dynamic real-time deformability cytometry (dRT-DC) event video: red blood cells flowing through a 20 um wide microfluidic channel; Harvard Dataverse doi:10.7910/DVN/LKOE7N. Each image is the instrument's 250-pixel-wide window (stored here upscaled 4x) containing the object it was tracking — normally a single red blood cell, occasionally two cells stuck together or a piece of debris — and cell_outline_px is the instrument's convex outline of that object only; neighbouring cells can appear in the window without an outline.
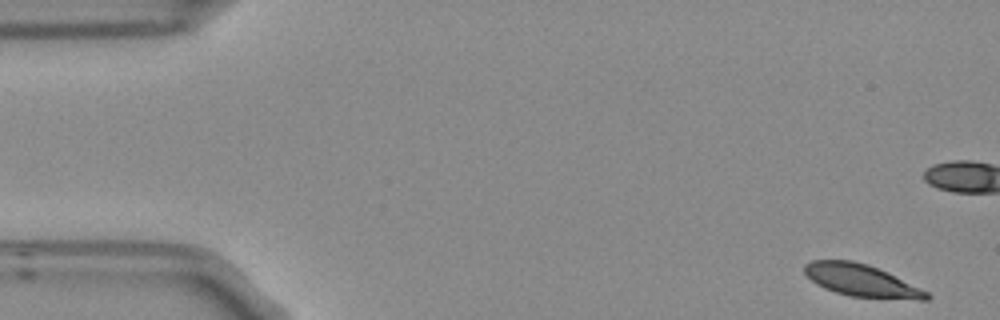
{"species": "Egyptian fruit bat (a non-hibernating species)", "species_latin": "Rousettus aegyptiacus", "temperature_condition": "room temperature", "stored_images_in_passage": 5, "camera_frame_rate_fps": 3000, "um_per_image_px": 0.085, "frame": {"image": 1, "passage_image": 1, "time_ms": 0.0, "image_size_px": [1000, 320], "cell_outline_px": [[932, 296], [928, 300], [920, 300], [848, 296], [824, 288], [816, 284], [804, 272], [804, 264], [812, 260], [852, 260], [868, 264], [888, 272], [928, 292]], "centroid_in_image_um": [73.23, 23.84], "position_along_channel_um": 11.8, "area_um2": 22.95}}
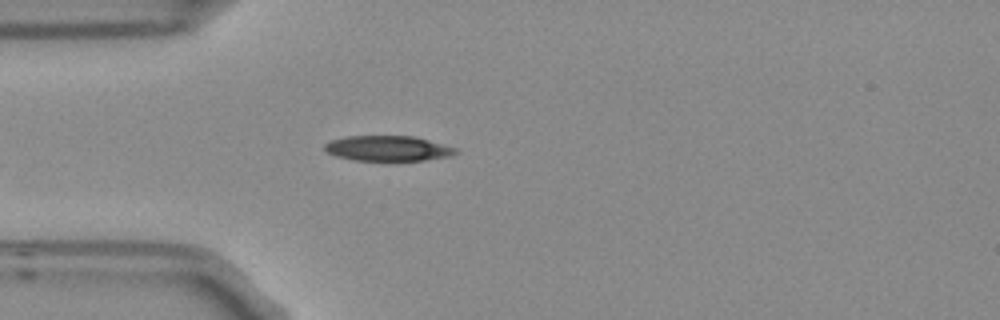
{"frame": {"image": 2, "passage_image": 5, "time_ms": 1.333, "image_size_px": [1000, 320], "cell_outline_px": [[460, 152], [452, 156], [424, 160], [356, 160], [336, 156], [328, 152], [324, 148], [324, 144], [332, 140], [348, 136], [416, 136], [456, 148]], "centroid_in_image_um": [33.02, 12.61], "position_along_channel_um": 52.0, "area_um2": 19.19}}